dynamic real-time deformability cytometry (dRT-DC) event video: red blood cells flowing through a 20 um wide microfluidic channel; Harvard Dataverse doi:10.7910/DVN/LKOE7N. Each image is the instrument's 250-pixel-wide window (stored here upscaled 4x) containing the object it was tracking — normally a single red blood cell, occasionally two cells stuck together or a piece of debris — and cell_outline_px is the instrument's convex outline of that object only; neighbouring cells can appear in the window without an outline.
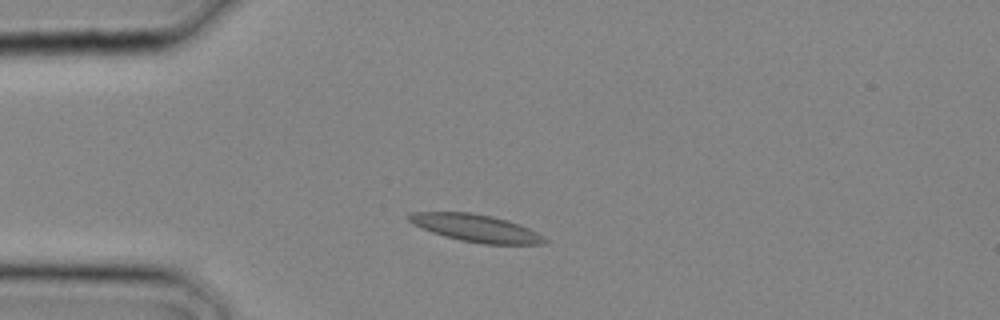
{"species": "common noctule bat (a hibernating species)", "species_latin": "Nyctalus noctula", "temperature_condition": "cold", "stored_images_in_passage": 23, "camera_frame_rate_fps": 3000, "um_per_image_px": 0.085, "animal": {"sex": "male", "body_mass_g": 20.4}, "frame": {"image": 1, "passage_image": 2, "time_ms": 0.333, "image_size_px": [1000, 320], "cell_outline_px": [[548, 240], [544, 244], [484, 244], [460, 240], [444, 236], [432, 232], [412, 224], [408, 220], [408, 216], [412, 212], [472, 212], [492, 216], [508, 220], [520, 224], [544, 236]], "centroid_in_image_um": [40.47, 19.38], "position_along_channel_um": 44.5, "area_um2": 21.68}}
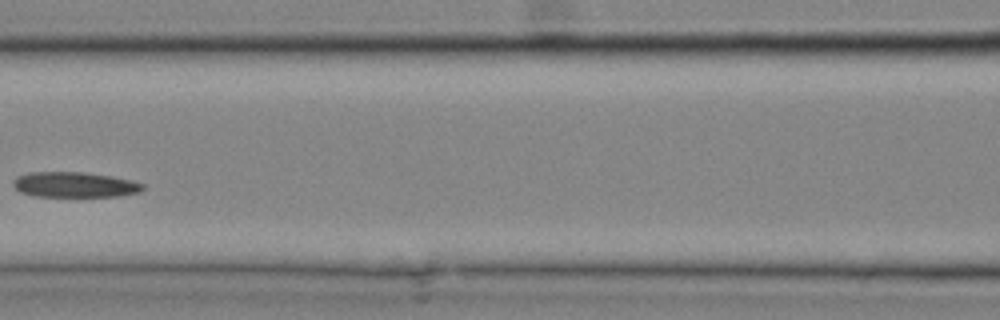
{"frame": {"image": 2, "passage_image": 8, "time_ms": 2.333, "image_size_px": [1000, 320], "cell_outline_px": [[144, 188], [140, 192], [116, 196], [36, 196], [20, 192], [12, 184], [12, 180], [16, 176], [28, 172], [84, 172], [112, 176], [132, 180], [144, 184]], "centroid_in_image_um": [6.32, 15.69], "position_along_channel_um": 160.3, "area_um2": 19.19}}
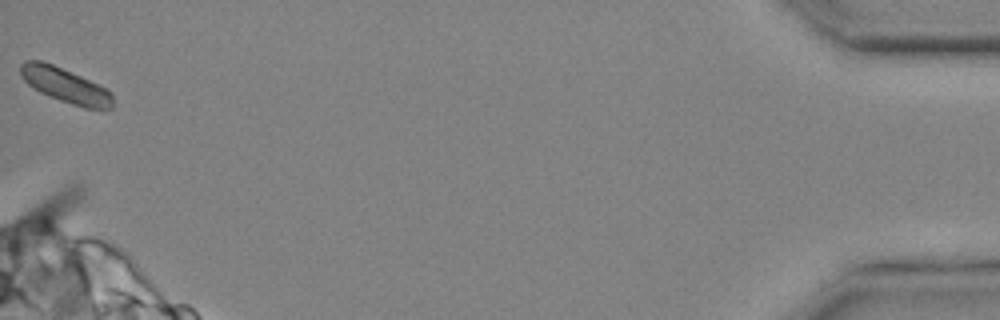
{"frame": {"image": 3, "passage_image": 23, "time_ms": 7.333, "image_size_px": [1000, 320], "cell_outline_px": [[112, 108], [84, 108], [60, 100], [40, 92], [32, 88], [20, 76], [20, 64], [24, 60], [40, 60], [52, 64], [80, 76], [112, 92]], "centroid_in_image_um": [5.49, 7.24], "position_along_channel_um": 429.7, "area_um2": 18.38}}